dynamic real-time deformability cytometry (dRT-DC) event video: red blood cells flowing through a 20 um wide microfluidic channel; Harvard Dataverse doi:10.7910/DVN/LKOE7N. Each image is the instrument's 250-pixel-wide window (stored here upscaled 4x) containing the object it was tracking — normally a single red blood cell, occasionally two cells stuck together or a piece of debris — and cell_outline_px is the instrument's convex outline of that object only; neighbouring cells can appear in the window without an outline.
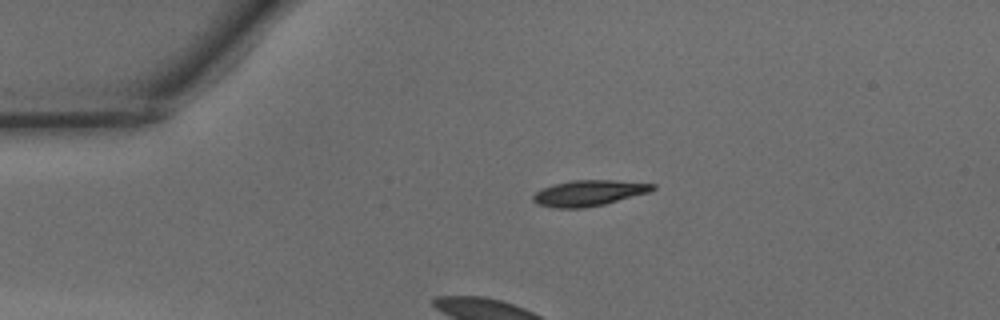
{"species": "common noctule bat (a hibernating species)", "species_latin": "Nyctalus noctula", "temperature_condition": "warm", "stored_images_in_passage": 27, "camera_frame_rate_fps": 3000, "um_per_image_px": 0.085, "animal": {"sex": "male", "body_mass_g": 15.6}, "frame": {"image": 1, "passage_image": 1, "time_ms": 0.0, "image_size_px": [1000, 320], "cell_outline_px": [[656, 188], [648, 192], [604, 204], [584, 208], [556, 208], [536, 204], [532, 200], [532, 196], [536, 192], [552, 184], [572, 180], [612, 180], [656, 184]], "centroid_in_image_um": [50.01, 16.41], "position_along_channel_um": 35.0, "area_um2": 17.86}}